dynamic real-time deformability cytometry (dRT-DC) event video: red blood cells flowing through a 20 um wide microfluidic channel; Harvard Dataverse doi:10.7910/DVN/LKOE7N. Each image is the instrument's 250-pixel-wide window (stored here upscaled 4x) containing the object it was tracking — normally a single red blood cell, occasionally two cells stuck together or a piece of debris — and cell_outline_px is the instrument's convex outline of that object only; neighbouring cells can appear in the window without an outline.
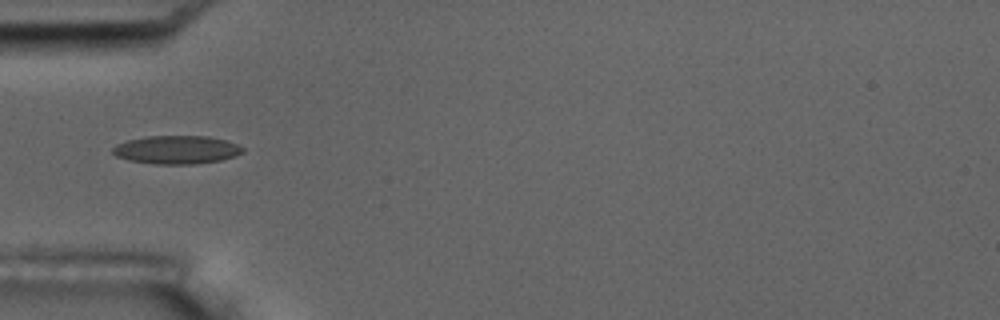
{"species": "common noctule bat (a hibernating species)", "species_latin": "Nyctalus noctula", "temperature_condition": "room temperature", "stored_images_in_passage": 3, "camera_frame_rate_fps": 3000, "um_per_image_px": 0.085, "animal": {"sex": "male", "body_mass_g": 17.5, "forearm_length_mm": 52.3}, "frame": {"image": 1, "passage_image": 1, "time_ms": 0.0, "image_size_px": [1000, 320], "cell_outline_px": [[244, 152], [236, 156], [220, 160], [196, 164], [156, 164], [128, 160], [116, 156], [112, 152], [112, 148], [116, 144], [128, 140], [144, 136], [208, 136], [228, 140], [244, 148]], "centroid_in_image_um": [15.02, 12.72], "position_along_channel_um": 70.0, "area_um2": 21.62}}